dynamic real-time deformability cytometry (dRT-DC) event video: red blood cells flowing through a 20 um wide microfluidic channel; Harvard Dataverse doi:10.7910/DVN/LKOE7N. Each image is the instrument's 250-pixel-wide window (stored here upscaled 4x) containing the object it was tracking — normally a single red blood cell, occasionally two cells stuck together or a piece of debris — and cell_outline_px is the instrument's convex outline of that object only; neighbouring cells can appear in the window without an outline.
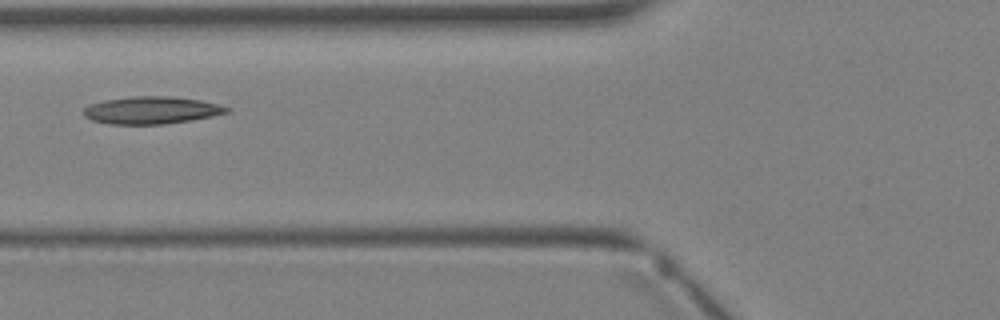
{"species": "Egyptian fruit bat (a non-hibernating species)", "species_latin": "Rousettus aegyptiacus", "temperature_condition": "warm", "stored_images_in_passage": 3, "camera_frame_rate_fps": 3000, "um_per_image_px": 0.085, "animal": {"sex": "female"}, "frame": {"image": 1, "passage_image": 3, "time_ms": 2.667, "image_size_px": [1000, 320], "cell_outline_px": [[232, 112], [192, 120], [164, 124], [108, 124], [92, 120], [84, 116], [84, 108], [88, 104], [104, 100], [132, 96], [172, 96], [200, 100], [220, 104], [232, 108]], "centroid_in_image_um": [12.91, 9.36], "position_along_channel_um": 112.9, "area_um2": 23.12}}